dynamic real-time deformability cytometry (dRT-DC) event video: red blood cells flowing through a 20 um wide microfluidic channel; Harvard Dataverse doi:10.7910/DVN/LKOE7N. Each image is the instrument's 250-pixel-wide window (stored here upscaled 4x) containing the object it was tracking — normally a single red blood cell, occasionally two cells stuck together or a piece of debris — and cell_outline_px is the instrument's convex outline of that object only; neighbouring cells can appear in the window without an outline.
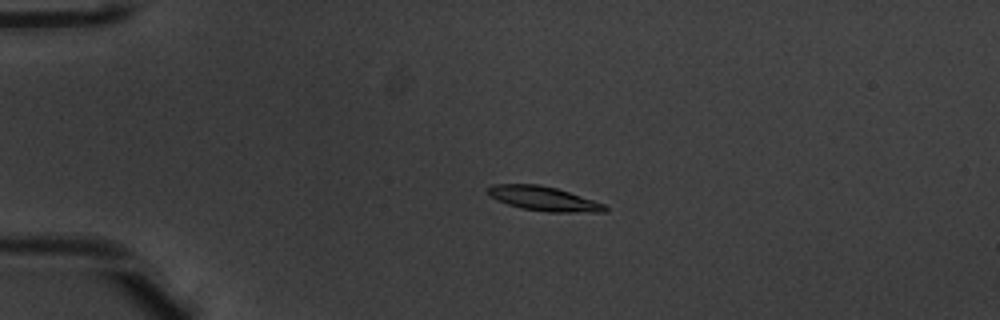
{"species": "common noctule bat (a hibernating species)", "species_latin": "Nyctalus noctula", "temperature_condition": "warm", "stored_images_in_passage": 43, "camera_frame_rate_fps": 3000, "um_per_image_px": 0.085, "animal": {"sex": "male", "body_mass_g": 20.1, "forearm_length_mm": 53.5}, "frame": {"image": 1, "passage_image": 3, "time_ms": 0.667, "image_size_px": [1000, 320], "cell_outline_px": [[608, 208], [604, 212], [548, 212], [520, 208], [496, 200], [488, 196], [488, 188], [492, 184], [536, 184], [556, 188], [604, 204]], "centroid_in_image_um": [46.16, 16.89], "position_along_channel_um": 38.8, "area_um2": 16.47}}
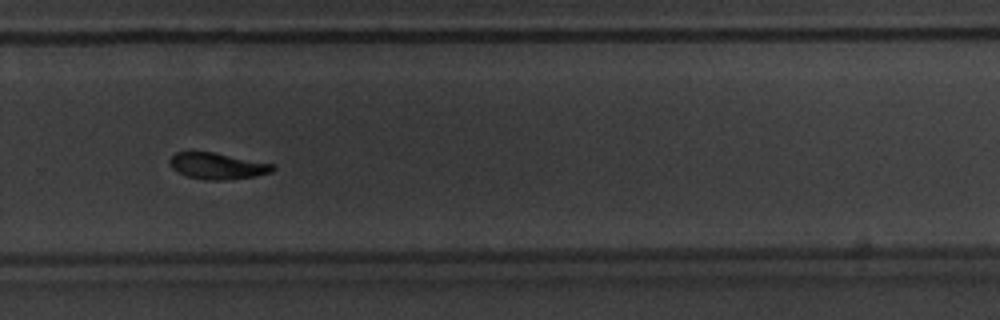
{"frame": {"image": 2, "passage_image": 27, "time_ms": 8.667, "image_size_px": [1000, 320], "cell_outline_px": [[276, 168], [272, 172], [256, 176], [224, 180], [204, 180], [188, 176], [172, 168], [168, 160], [176, 152], [212, 152], [272, 164]], "centroid_in_image_um": [18.48, 14.11], "position_along_channel_um": 311.3, "area_um2": 15.55}}
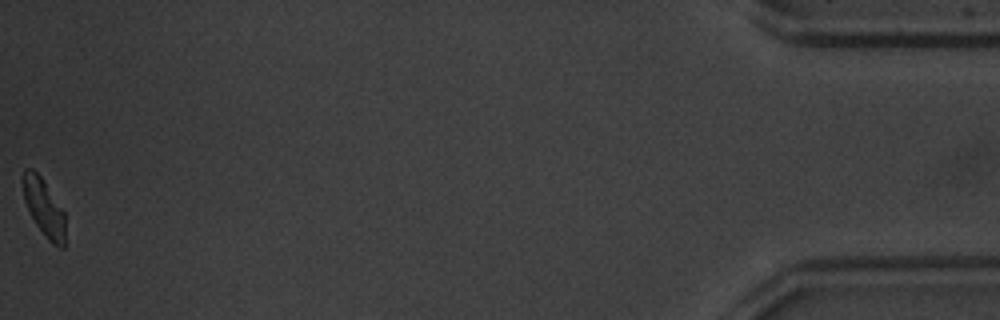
{"frame": {"image": 3, "passage_image": 43, "time_ms": 14.0, "image_size_px": [1000, 320], "cell_outline_px": [[64, 248], [60, 248], [52, 244], [48, 240], [36, 224], [24, 200], [20, 180], [20, 176], [24, 168], [32, 168], [40, 176], [64, 212]], "centroid_in_image_um": [3.68, 17.6], "position_along_channel_um": 431.5, "area_um2": 14.1}, "authors_computed_cell_mechanics": {"area_um2": 16.2418, "velocity_mm_per_s": 3.9183, "shape_relaxation_time_tau1_ms": 2.3958, "shape_relaxation_time_tau2_ms": 5.722, "deformation_change_tau1": 0.1495, "deformation_change_tau2": 0.1148}}